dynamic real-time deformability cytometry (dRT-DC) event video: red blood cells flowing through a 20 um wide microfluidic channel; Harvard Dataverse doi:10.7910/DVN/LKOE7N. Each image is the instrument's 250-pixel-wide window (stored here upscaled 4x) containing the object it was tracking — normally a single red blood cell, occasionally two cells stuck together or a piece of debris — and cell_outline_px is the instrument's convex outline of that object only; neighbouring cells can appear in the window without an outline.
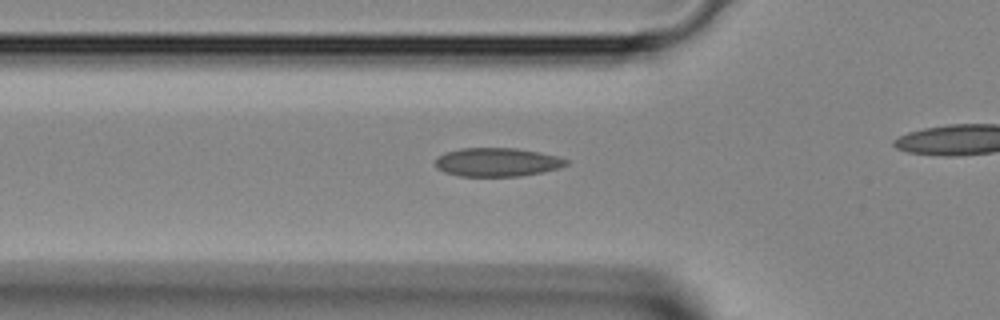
{"species": "Egyptian fruit bat (a non-hibernating species)", "species_latin": "Rousettus aegyptiacus", "temperature_condition": "room temperature", "stored_images_in_passage": 27, "camera_frame_rate_fps": 3000, "um_per_image_px": 0.085, "animal": {"sex": "female"}, "frame": {"image": 1, "passage_image": 7, "time_ms": 2.0, "image_size_px": [1000, 320], "cell_outline_px": [[568, 164], [560, 168], [544, 172], [520, 176], [460, 176], [444, 172], [436, 168], [436, 160], [440, 156], [448, 152], [460, 148], [516, 148], [540, 152], [556, 156], [568, 160]], "centroid_in_image_um": [42.29, 13.79], "position_along_channel_um": 83.5, "area_um2": 21.79}}
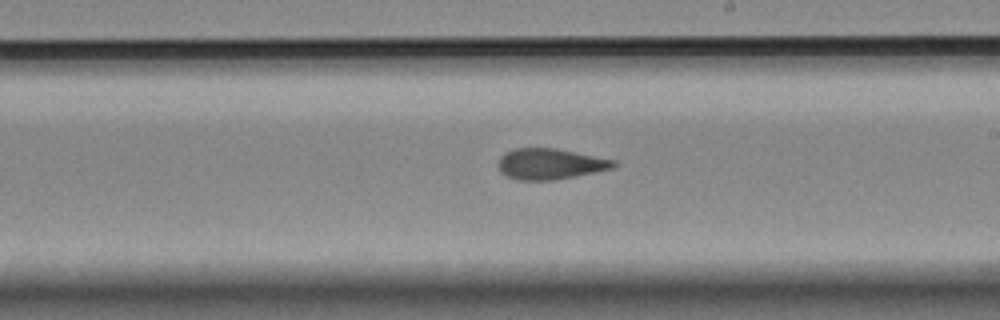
{"frame": {"image": 2, "passage_image": 17, "time_ms": 5.333, "image_size_px": [1000, 320], "cell_outline_px": [[616, 164], [612, 168], [576, 176], [556, 180], [516, 180], [500, 172], [496, 164], [500, 156], [504, 152], [516, 148], [556, 148], [616, 160]], "centroid_in_image_um": [46.71, 13.93], "position_along_channel_um": 242.3, "area_um2": 20.87}}
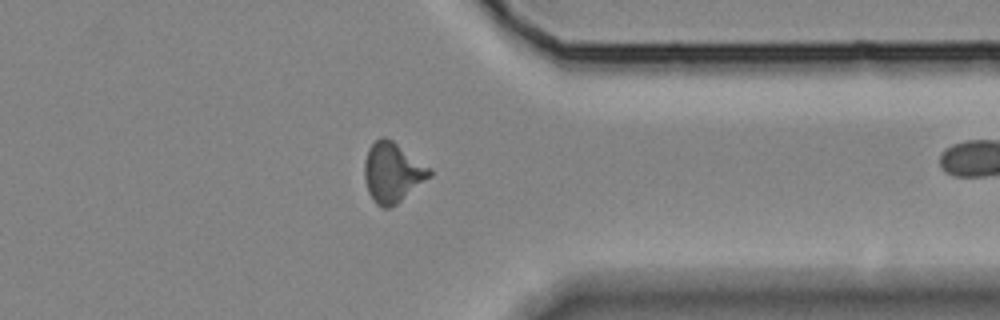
{"frame": {"image": 3, "passage_image": 26, "time_ms": 8.333, "image_size_px": [1000, 320], "cell_outline_px": [[432, 176], [396, 204], [388, 208], [384, 208], [376, 204], [368, 192], [364, 180], [364, 160], [368, 148], [380, 136], [384, 136], [392, 140], [432, 168]], "centroid_in_image_um": [33.36, 14.64], "position_along_channel_um": 378.0, "area_um2": 22.89}}